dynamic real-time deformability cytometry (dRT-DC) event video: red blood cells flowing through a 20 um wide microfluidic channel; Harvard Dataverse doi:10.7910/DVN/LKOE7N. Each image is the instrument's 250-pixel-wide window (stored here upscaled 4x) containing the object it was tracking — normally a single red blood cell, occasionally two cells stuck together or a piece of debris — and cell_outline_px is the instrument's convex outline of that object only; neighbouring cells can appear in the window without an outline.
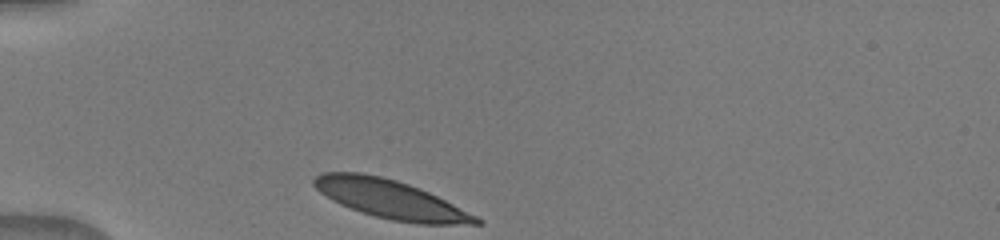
{"species": "human", "species_latin": "Homo sapiens", "temperature_condition": "warm", "stored_images_in_passage": 31, "camera_frame_rate_fps": 3000, "um_per_image_px": 0.085, "donor": {"sex": "male"}, "frame": {"image": 1, "passage_image": 1, "time_ms": 0.0, "image_size_px": [1000, 240], "cell_outline_px": [[484, 224], [416, 224], [392, 220], [376, 216], [340, 204], [332, 200], [320, 192], [312, 184], [312, 180], [320, 172], [360, 172], [380, 176], [396, 180], [408, 184], [428, 192], [484, 220]], "centroid_in_image_um": [33.17, 16.93], "position_along_channel_um": 51.8, "area_um2": 36.01}}
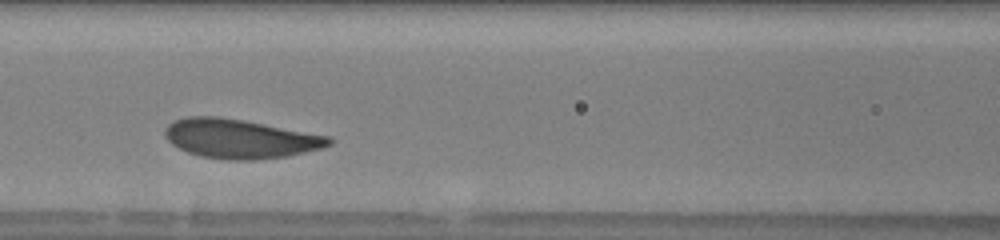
{"frame": {"image": 2, "passage_image": 10, "time_ms": 3.0, "image_size_px": [1000, 240], "cell_outline_px": [[332, 144], [320, 148], [288, 156], [252, 160], [224, 160], [200, 156], [188, 152], [172, 144], [164, 136], [164, 128], [172, 120], [188, 116], [220, 116], [244, 120], [332, 136]], "centroid_in_image_um": [20.38, 11.78], "position_along_channel_um": 146.2, "area_um2": 37.74}}
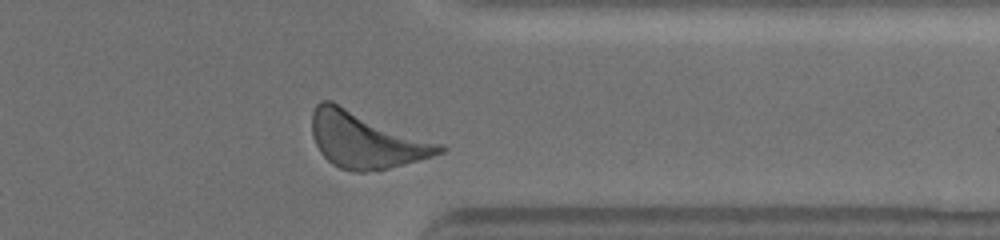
{"frame": {"image": 3, "passage_image": 28, "time_ms": 9.0, "image_size_px": [1000, 240], "cell_outline_px": [[448, 148], [444, 152], [432, 156], [404, 164], [388, 168], [364, 172], [352, 172], [340, 168], [332, 164], [320, 152], [312, 136], [312, 112], [316, 104], [320, 100], [332, 100], [444, 144]], "centroid_in_image_um": [31.11, 11.87], "position_along_channel_um": 380.3, "area_um2": 42.31}}